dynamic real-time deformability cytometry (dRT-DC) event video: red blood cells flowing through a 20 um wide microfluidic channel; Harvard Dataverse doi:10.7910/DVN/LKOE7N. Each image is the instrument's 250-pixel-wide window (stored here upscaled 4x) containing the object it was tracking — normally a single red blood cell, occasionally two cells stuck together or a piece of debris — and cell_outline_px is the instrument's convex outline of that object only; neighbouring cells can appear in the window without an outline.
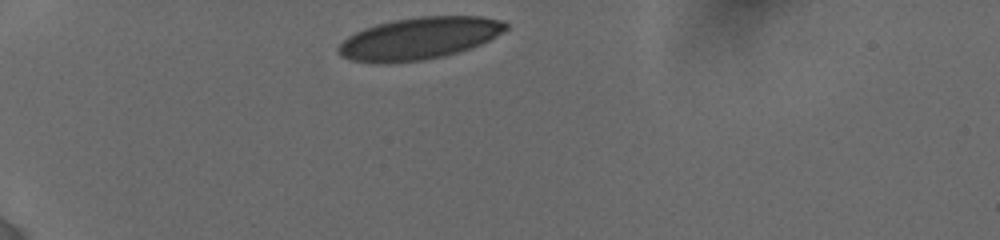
{"species": "human", "species_latin": "Homo sapiens", "temperature_condition": "cold", "stored_images_in_passage": 22, "camera_frame_rate_fps": 3000, "um_per_image_px": 0.085, "donor": {"sex": "female"}, "frame": {"image": 1, "passage_image": 1, "time_ms": 0.0, "image_size_px": [1000, 240], "cell_outline_px": [[508, 28], [504, 32], [480, 44], [444, 56], [424, 60], [388, 64], [376, 64], [352, 60], [340, 56], [336, 48], [348, 36], [364, 28], [376, 24], [392, 20], [420, 16], [480, 16], [500, 20], [508, 24]], "centroid_in_image_um": [35.59, 3.27], "position_along_channel_um": 49.4, "area_um2": 41.21}}
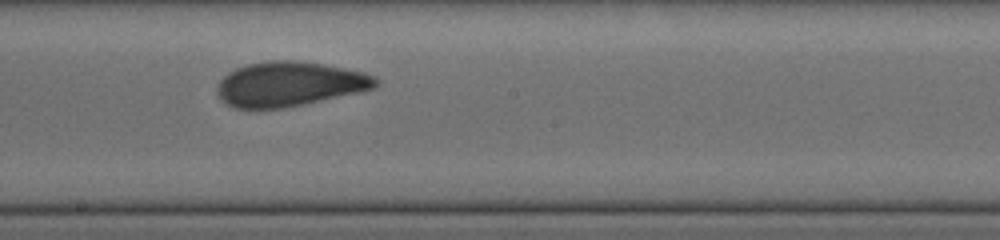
{"frame": {"image": 2, "passage_image": 12, "time_ms": 5.667, "image_size_px": [1000, 240], "cell_outline_px": [[380, 84], [372, 88], [356, 92], [300, 104], [280, 108], [236, 108], [228, 104], [216, 92], [216, 88], [220, 80], [228, 72], [236, 68], [248, 64], [268, 60], [296, 60], [324, 64], [364, 72], [376, 76], [380, 80]], "centroid_in_image_um": [24.6, 7.11], "position_along_channel_um": 223.6, "area_um2": 40.75}}
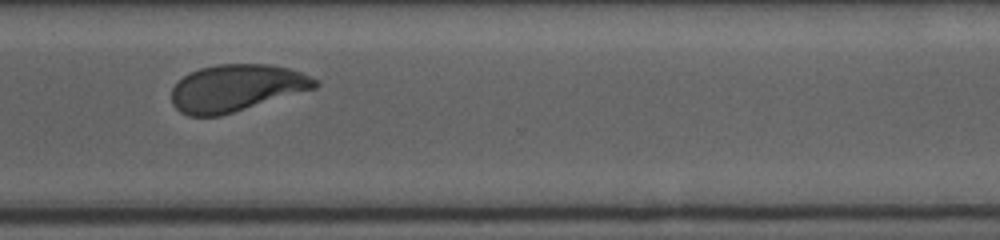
{"frame": {"image": 3, "passage_image": 21, "time_ms": 9.0, "image_size_px": [1000, 240], "cell_outline_px": [[320, 84], [316, 88], [220, 116], [188, 116], [180, 112], [172, 104], [172, 88], [184, 76], [200, 68], [216, 64], [268, 64], [288, 68], [300, 72], [320, 80]], "centroid_in_image_um": [20.1, 7.48], "position_along_channel_um": 350.5, "area_um2": 39.19}}